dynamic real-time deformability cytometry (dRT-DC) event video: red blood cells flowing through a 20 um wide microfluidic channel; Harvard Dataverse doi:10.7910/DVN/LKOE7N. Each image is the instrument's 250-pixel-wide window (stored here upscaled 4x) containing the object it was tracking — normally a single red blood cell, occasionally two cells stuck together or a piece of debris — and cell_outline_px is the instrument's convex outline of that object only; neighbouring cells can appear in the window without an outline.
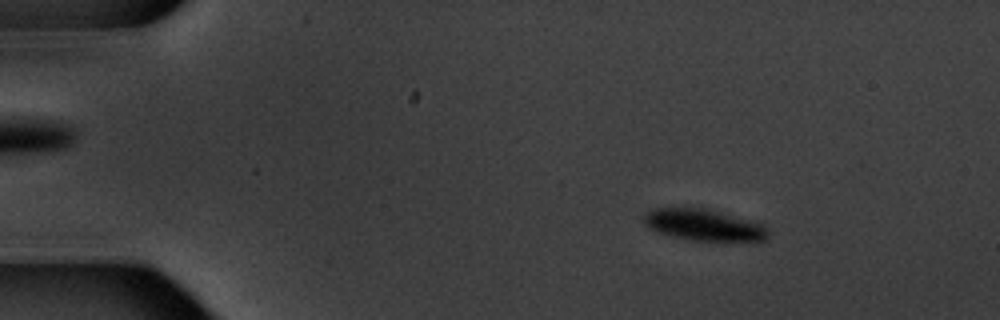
{"species": "common noctule bat (a hibernating species)", "species_latin": "Nyctalus noctula", "temperature_condition": "warm", "stored_images_in_passage": 7, "camera_frame_rate_fps": 3000, "um_per_image_px": 0.085, "animal": {"sex": "male", "body_mass_g": 20.1, "forearm_length_mm": 53.5}, "frame": {"image": 1, "passage_image": 2, "time_ms": 1.333, "image_size_px": [1000, 320], "cell_outline_px": [[768, 236], [764, 240], [688, 240], [656, 232], [648, 228], [644, 224], [644, 216], [652, 208], [704, 208], [764, 224], [768, 228]], "centroid_in_image_um": [59.78, 19.12], "position_along_channel_um": 25.2, "area_um2": 22.48}}
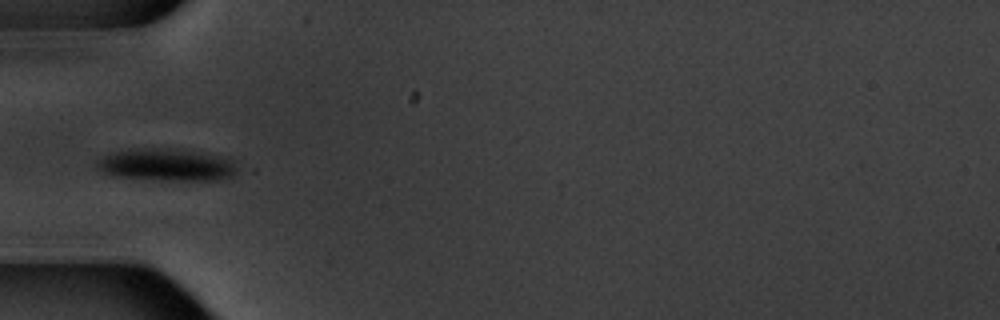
{"frame": {"image": 2, "passage_image": 5, "time_ms": 5.0, "image_size_px": [1000, 320], "cell_outline_px": [[240, 160], [236, 172], [232, 176], [220, 180], [160, 180], [108, 176], [96, 172], [92, 168], [96, 160], [100, 156], [108, 152], [136, 148], [160, 148], [228, 156]], "centroid_in_image_um": [14.08, 14.01], "position_along_channel_um": 70.9, "area_um2": 27.57}}